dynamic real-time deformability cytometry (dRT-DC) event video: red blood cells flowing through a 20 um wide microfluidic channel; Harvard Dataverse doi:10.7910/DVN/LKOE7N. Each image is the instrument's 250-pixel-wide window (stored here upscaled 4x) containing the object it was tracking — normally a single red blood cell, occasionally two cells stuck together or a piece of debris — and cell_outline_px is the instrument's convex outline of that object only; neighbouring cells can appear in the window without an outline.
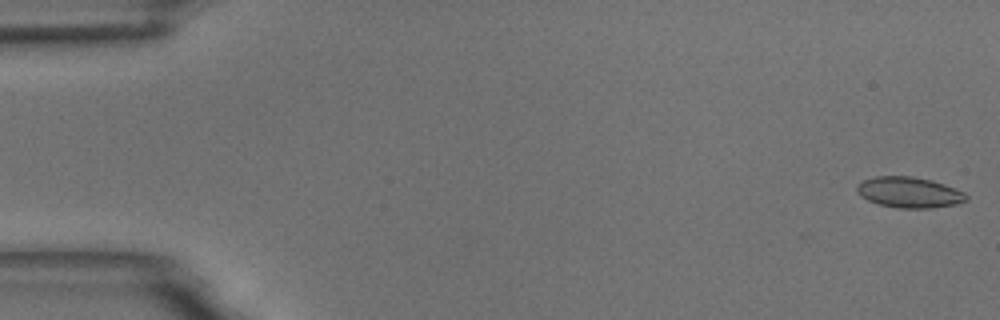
{"species": "common noctule bat (a hibernating species)", "species_latin": "Nyctalus noctula", "temperature_condition": "room temperature", "stored_images_in_passage": 55, "camera_frame_rate_fps": 3000, "um_per_image_px": 0.085, "animal": {"sex": "male", "body_mass_g": 18.8}, "frame": {"image": 1, "passage_image": 1, "time_ms": 0.0, "image_size_px": [1000, 320], "cell_outline_px": [[968, 200], [956, 204], [932, 208], [896, 208], [880, 204], [868, 200], [860, 196], [856, 188], [856, 184], [864, 180], [876, 176], [912, 176], [932, 180], [944, 184], [964, 192], [968, 196]], "centroid_in_image_um": [77.28, 16.35], "position_along_channel_um": 7.7, "area_um2": 19.65}}
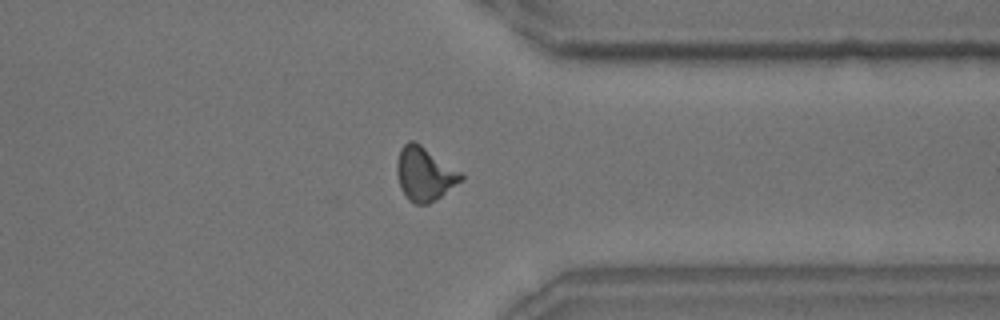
{"frame": {"image": 2, "passage_image": 43, "time_ms": 14.0, "image_size_px": [1000, 320], "cell_outline_px": [[464, 180], [428, 204], [416, 204], [408, 200], [400, 188], [396, 172], [396, 164], [400, 148], [408, 140], [416, 140], [460, 172], [464, 176]], "centroid_in_image_um": [36.06, 14.76], "position_along_channel_um": 375.3, "area_um2": 20.17}}
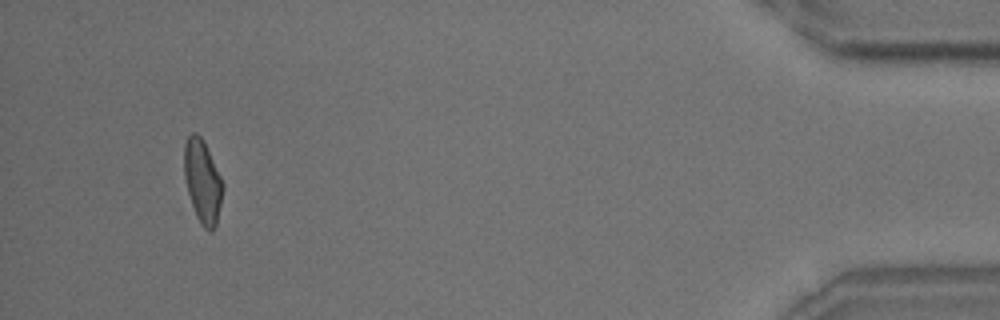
{"frame": {"image": 3, "passage_image": 52, "time_ms": 17.0, "image_size_px": [1000, 320], "cell_outline_px": [[224, 188], [216, 224], [212, 232], [208, 232], [200, 224], [196, 216], [188, 192], [184, 176], [184, 144], [188, 136], [192, 132], [196, 132], [204, 140], [224, 184]], "centroid_in_image_um": [17.22, 15.41], "position_along_channel_um": 418.0, "area_um2": 18.84}, "authors_computed_cell_mechanics": {"area_um2": 19.074, "velocity_mm_per_s": 3.6746, "shape_relaxation_time_tau1_ms": 7.9772, "shape_relaxation_time_tau2_ms": 1.5115, "deformation_change_tau1": 0.1359, "deformation_change_tau2": 0.0546}}